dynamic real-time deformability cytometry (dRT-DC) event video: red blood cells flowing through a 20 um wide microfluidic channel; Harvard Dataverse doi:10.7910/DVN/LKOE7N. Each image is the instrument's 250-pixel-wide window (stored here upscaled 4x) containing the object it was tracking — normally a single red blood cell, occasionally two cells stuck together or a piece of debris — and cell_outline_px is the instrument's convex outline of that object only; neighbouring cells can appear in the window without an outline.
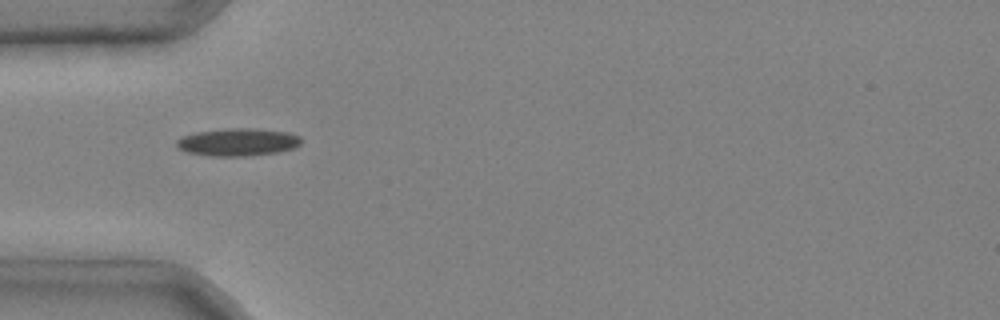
{"species": "common noctule bat (a hibernating species)", "species_latin": "Nyctalus noctula", "temperature_condition": "cold", "stored_images_in_passage": 4, "camera_frame_rate_fps": 3000, "um_per_image_px": 0.085, "animal": {"sex": "male", "body_mass_g": 20.4}, "frame": {"image": 1, "passage_image": 3, "time_ms": 0.667, "image_size_px": [1000, 320], "cell_outline_px": [[300, 144], [292, 148], [276, 152], [244, 156], [208, 156], [188, 152], [176, 148], [176, 140], [184, 136], [200, 132], [228, 128], [252, 128], [288, 132], [300, 136]], "centroid_in_image_um": [20.19, 12.08], "position_along_channel_um": 64.8, "area_um2": 19.83}}